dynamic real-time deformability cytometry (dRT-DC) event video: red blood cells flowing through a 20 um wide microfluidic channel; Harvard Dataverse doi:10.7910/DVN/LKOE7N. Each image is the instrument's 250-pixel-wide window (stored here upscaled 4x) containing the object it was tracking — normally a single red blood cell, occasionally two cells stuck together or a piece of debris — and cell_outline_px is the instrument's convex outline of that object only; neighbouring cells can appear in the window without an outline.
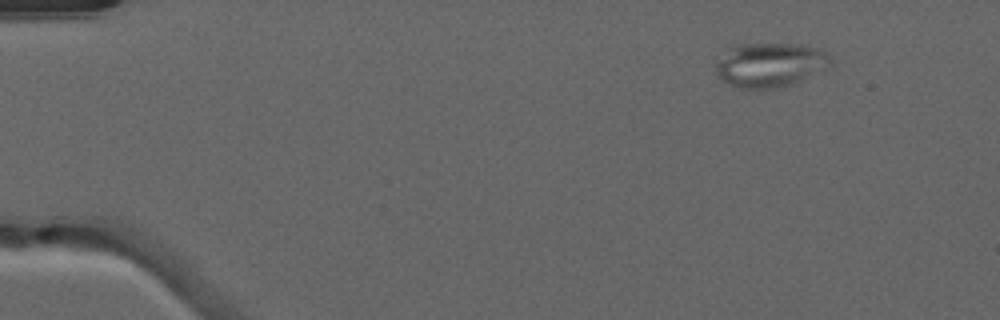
{"species": "common noctule bat (a hibernating species)", "species_latin": "Nyctalus noctula", "temperature_condition": "warm", "stored_images_in_passage": 46, "camera_frame_rate_fps": 3000, "um_per_image_px": 0.085, "animal": {"sex": "male", "forearm_length_mm": 52.5}, "frame": {"image": 1, "passage_image": 1, "time_ms": 0.0, "image_size_px": [1000, 320], "cell_outline_px": [[832, 64], [828, 68], [792, 84], [776, 88], [740, 88], [728, 84], [720, 80], [716, 72], [716, 60], [728, 44], [800, 44], [820, 48], [832, 56]], "centroid_in_image_um": [65.43, 5.48], "position_along_channel_um": 19.6, "area_um2": 30.35}}
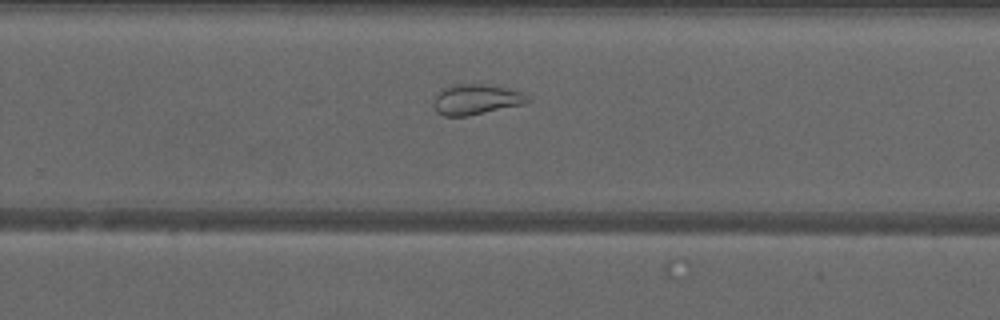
{"frame": {"image": 2, "passage_image": 29, "time_ms": 9.333, "image_size_px": [1000, 320], "cell_outline_px": [[528, 100], [524, 104], [468, 116], [444, 116], [436, 112], [432, 104], [436, 92], [440, 88], [456, 84], [488, 84], [508, 88], [520, 92]], "centroid_in_image_um": [40.36, 8.45], "position_along_channel_um": 289.4, "area_um2": 16.7}}
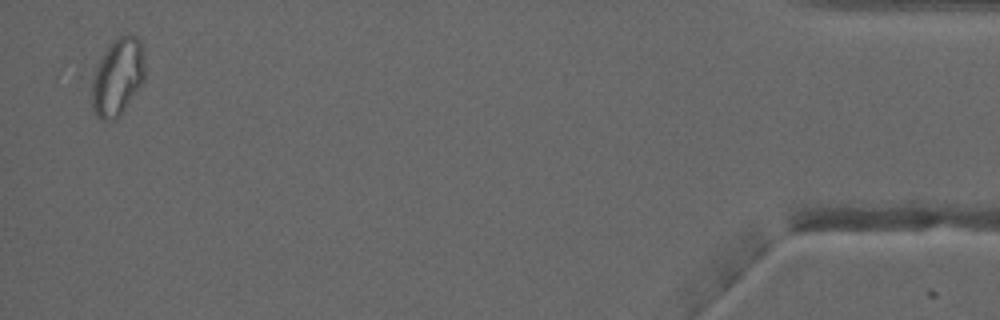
{"frame": {"image": 3, "passage_image": 45, "time_ms": 14.667, "image_size_px": [1000, 320], "cell_outline_px": [[144, 80], [124, 112], [120, 116], [112, 120], [100, 120], [96, 116], [92, 108], [92, 76], [96, 64], [108, 44], [116, 36], [136, 36], [140, 40], [144, 52]], "centroid_in_image_um": [9.98, 6.55], "position_along_channel_um": 425.2, "area_um2": 24.39}, "authors_computed_cell_mechanics": {"area_um2": 21.7328, "velocity_mm_per_s": 4.0717, "shape_relaxation_time_tau1_ms": null, "shape_relaxation_time_tau2_ms": 1.3833, "deformation_change_tau1": null, "deformation_change_tau2": 0.0662}}